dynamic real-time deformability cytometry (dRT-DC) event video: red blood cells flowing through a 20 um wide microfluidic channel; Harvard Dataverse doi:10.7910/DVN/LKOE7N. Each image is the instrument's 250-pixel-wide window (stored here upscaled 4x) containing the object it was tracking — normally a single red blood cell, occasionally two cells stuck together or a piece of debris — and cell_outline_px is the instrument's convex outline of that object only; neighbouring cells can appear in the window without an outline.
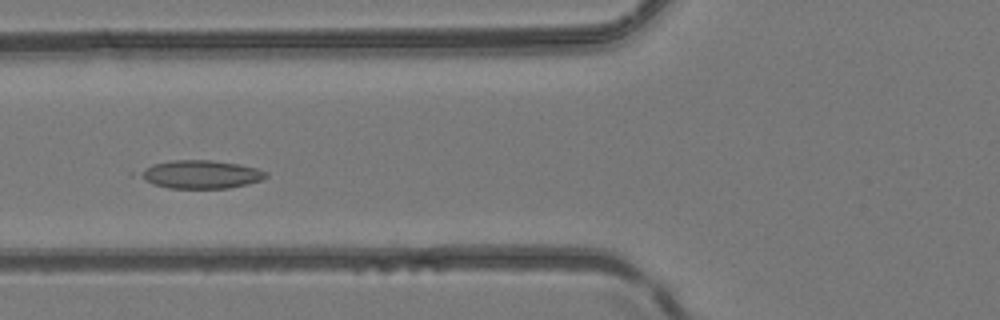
{"species": "common noctule bat (a hibernating species)", "species_latin": "Nyctalus noctula", "temperature_condition": "room temperature", "stored_images_in_passage": 34, "camera_frame_rate_fps": 3000, "um_per_image_px": 0.085, "animal": {"sex": "female", "body_mass_g": 24.6, "forearm_length_mm": 56.2}, "frame": {"image": 1, "passage_image": 7, "time_ms": 2.0, "image_size_px": [1000, 320], "cell_outline_px": [[268, 176], [260, 180], [248, 184], [228, 188], [168, 188], [152, 184], [128, 176], [132, 172], [152, 164], [172, 160], [212, 160], [240, 164], [256, 168], [268, 172]], "centroid_in_image_um": [16.88, 14.82], "position_along_channel_um": 108.9, "area_um2": 21.5}}
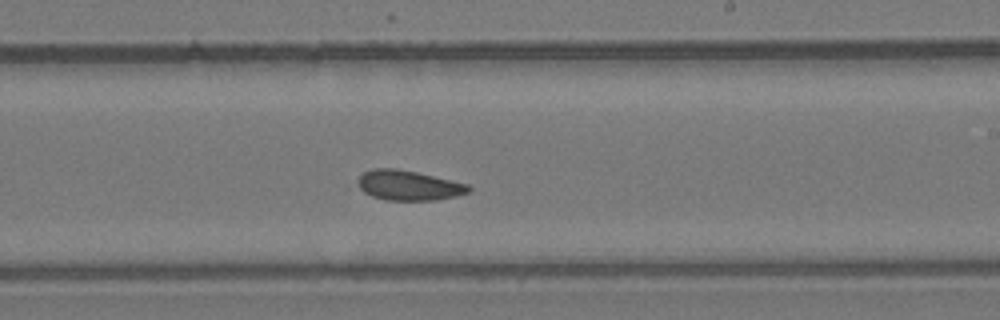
{"frame": {"image": 2, "passage_image": 17, "time_ms": 5.333, "image_size_px": [1000, 320], "cell_outline_px": [[472, 188], [468, 192], [456, 196], [436, 200], [384, 200], [372, 196], [364, 192], [360, 188], [360, 176], [364, 172], [372, 168], [396, 168], [416, 172], [468, 184]], "centroid_in_image_um": [34.74, 15.76], "position_along_channel_um": 254.3, "area_um2": 19.13}}
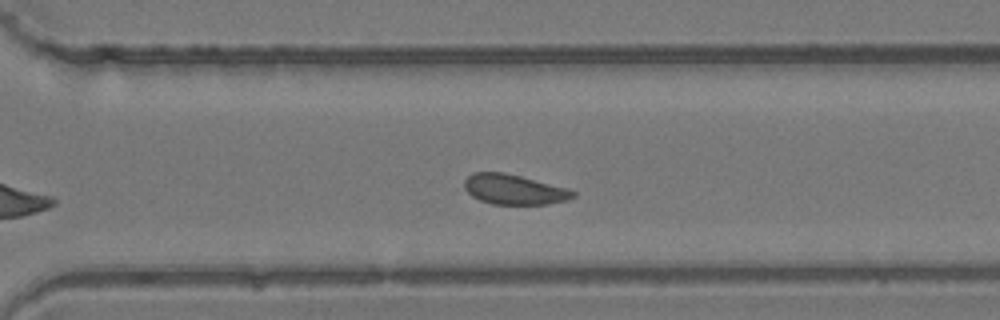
{"frame": {"image": 3, "passage_image": 22, "time_ms": 7.0, "image_size_px": [1000, 320], "cell_outline_px": [[576, 196], [568, 200], [548, 204], [492, 204], [480, 200], [472, 196], [464, 188], [464, 180], [472, 172], [504, 172], [568, 188], [576, 192]], "centroid_in_image_um": [43.7, 16.1], "position_along_channel_um": 326.9, "area_um2": 19.07}}